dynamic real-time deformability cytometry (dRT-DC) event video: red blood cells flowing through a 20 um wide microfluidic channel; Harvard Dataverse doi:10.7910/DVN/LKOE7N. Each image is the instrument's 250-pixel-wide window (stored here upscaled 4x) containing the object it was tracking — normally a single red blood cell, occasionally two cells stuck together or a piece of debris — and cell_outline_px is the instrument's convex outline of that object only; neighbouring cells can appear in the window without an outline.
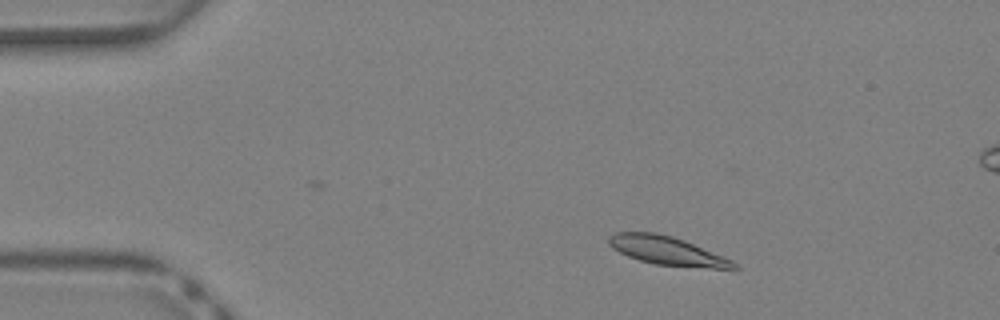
{"species": "Egyptian fruit bat (a non-hibernating species)", "species_latin": "Rousettus aegyptiacus", "temperature_condition": "warm", "stored_images_in_passage": 37, "camera_frame_rate_fps": 3000, "um_per_image_px": 0.085, "animal": {"sex": "female"}, "frame": {"image": 1, "passage_image": 5, "time_ms": 1.333, "image_size_px": [1000, 320], "cell_outline_px": [[740, 268], [712, 268], [656, 264], [640, 260], [628, 256], [612, 248], [608, 244], [608, 236], [616, 232], [656, 232], [672, 236], [684, 240], [724, 256], [732, 260]], "centroid_in_image_um": [56.68, 21.29], "position_along_channel_um": 28.3, "area_um2": 20.63}}
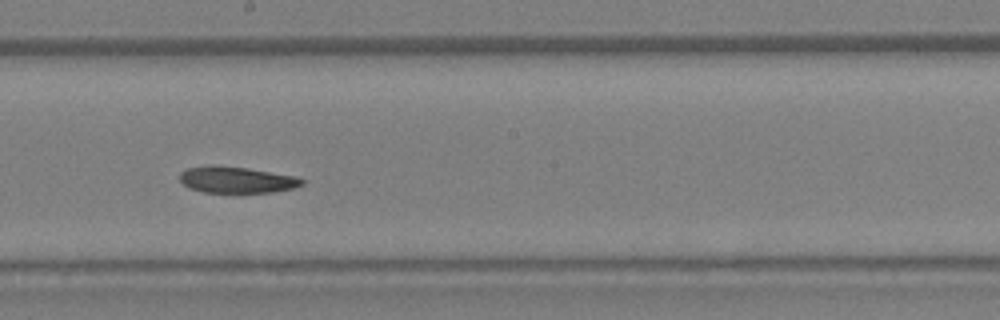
{"frame": {"image": 2, "passage_image": 21, "time_ms": 6.667, "image_size_px": [1000, 320], "cell_outline_px": [[304, 184], [292, 188], [276, 192], [204, 192], [188, 188], [180, 180], [180, 172], [188, 168], [208, 164], [216, 164], [248, 168], [292, 176], [304, 180]], "centroid_in_image_um": [20.05, 15.27], "position_along_channel_um": 228.1, "area_um2": 18.79}}
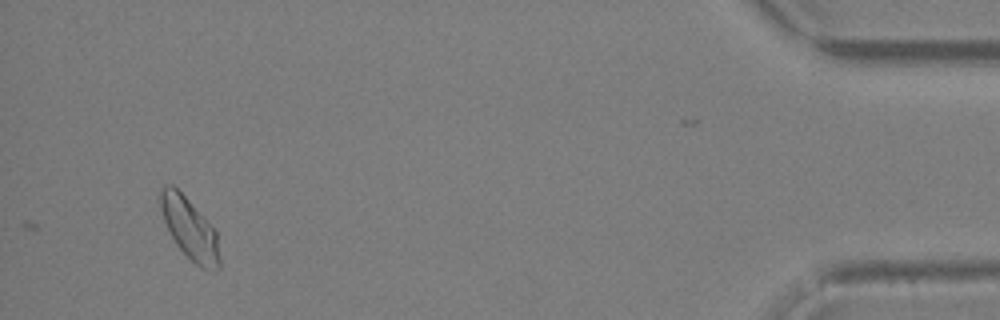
{"frame": {"image": 3, "passage_image": 37, "time_ms": 12.0, "image_size_px": [1000, 320], "cell_outline_px": [[220, 268], [216, 272], [200, 268], [176, 244], [164, 220], [160, 208], [160, 188], [164, 184], [172, 184], [216, 228], [220, 260]], "centroid_in_image_um": [16.15, 19.45], "position_along_channel_um": 419.0, "area_um2": 21.15}}